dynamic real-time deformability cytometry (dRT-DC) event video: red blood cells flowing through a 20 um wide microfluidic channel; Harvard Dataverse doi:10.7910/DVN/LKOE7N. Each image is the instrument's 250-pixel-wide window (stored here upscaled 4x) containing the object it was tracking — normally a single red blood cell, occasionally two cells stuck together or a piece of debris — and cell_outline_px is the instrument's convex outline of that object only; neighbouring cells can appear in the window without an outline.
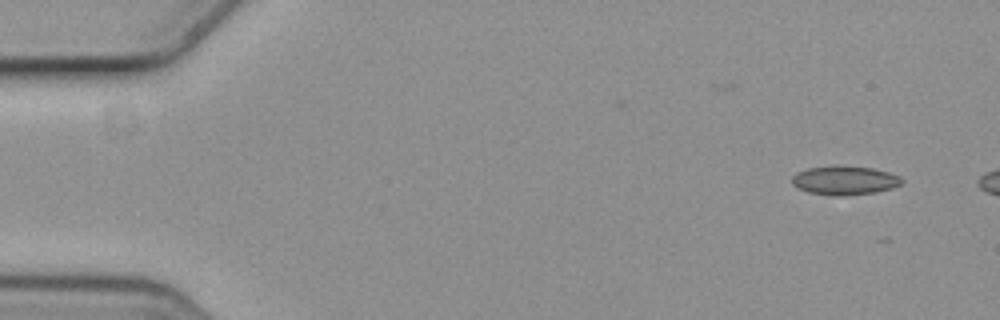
{"species": "common noctule bat (a hibernating species)", "species_latin": "Nyctalus noctula", "temperature_condition": "cold", "stored_images_in_passage": 3, "camera_frame_rate_fps": 3000, "um_per_image_px": 0.085, "animal": {"sex": "female", "body_mass_g": 19.3, "forearm_length_mm": 54.1}, "frame": {"image": 1, "passage_image": 1, "time_ms": 0.0, "image_size_px": [1000, 320], "cell_outline_px": [[904, 180], [900, 184], [892, 188], [872, 192], [840, 196], [808, 192], [796, 188], [792, 184], [792, 176], [796, 172], [808, 168], [836, 164], [840, 164], [872, 168], [888, 172], [900, 176]], "centroid_in_image_um": [71.75, 15.3], "position_along_channel_um": 13.2, "area_um2": 18.67}}